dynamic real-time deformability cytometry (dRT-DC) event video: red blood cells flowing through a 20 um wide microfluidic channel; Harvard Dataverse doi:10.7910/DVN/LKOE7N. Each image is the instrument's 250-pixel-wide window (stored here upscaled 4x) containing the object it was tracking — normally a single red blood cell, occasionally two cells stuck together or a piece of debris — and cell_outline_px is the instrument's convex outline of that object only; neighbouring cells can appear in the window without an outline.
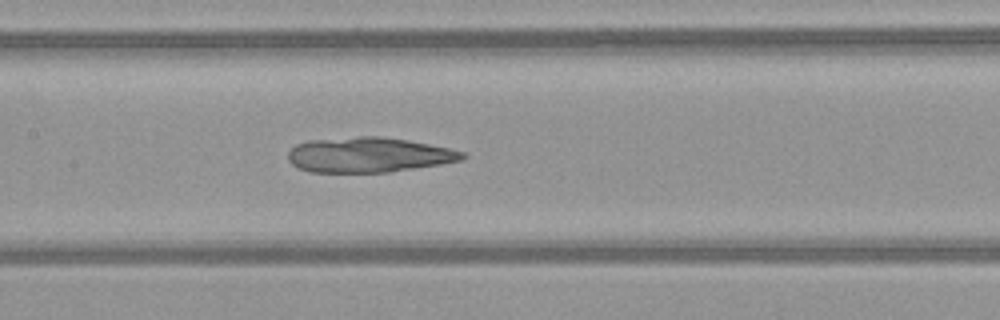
{"species": "common noctule bat (a hibernating species)", "species_latin": "Nyctalus noctula", "temperature_condition": "warm", "stored_images_in_passage": 47, "camera_frame_rate_fps": 3000, "um_per_image_px": 0.085, "animal": {"sex": "female", "body_mass_g": 21.9}, "frame": {"image": 1, "passage_image": 22, "time_ms": 7.0, "image_size_px": [1000, 320], "cell_outline_px": [[468, 156], [464, 160], [440, 164], [388, 172], [308, 172], [292, 164], [288, 160], [288, 152], [296, 144], [308, 140], [360, 136], [380, 136], [408, 140], [448, 148], [464, 152]], "centroid_in_image_um": [31.33, 13.16], "position_along_channel_um": 176.1, "area_um2": 35.6}}
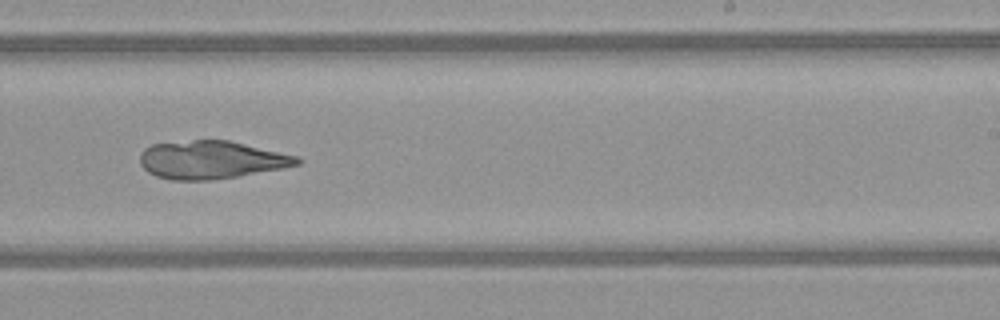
{"frame": {"image": 2, "passage_image": 29, "time_ms": 9.333, "image_size_px": [1000, 320], "cell_outline_px": [[304, 160], [300, 164], [284, 168], [236, 176], [208, 180], [172, 180], [156, 176], [148, 172], [140, 164], [140, 152], [144, 148], [152, 144], [192, 140], [228, 140], [300, 156]], "centroid_in_image_um": [17.98, 13.58], "position_along_channel_um": 271.0, "area_um2": 34.91}}
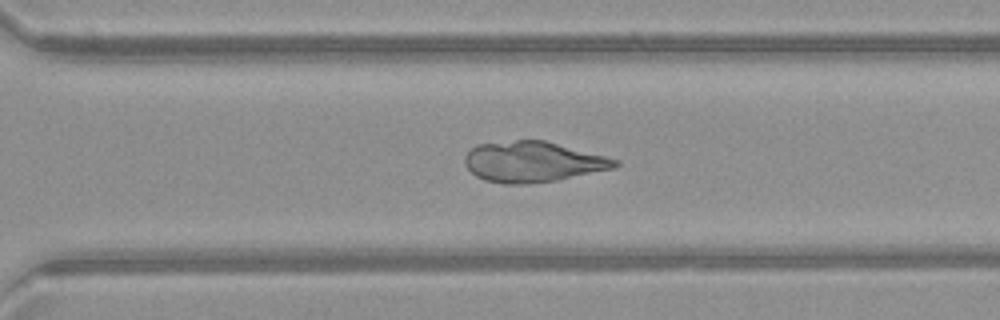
{"frame": {"image": 3, "passage_image": 33, "time_ms": 10.667, "image_size_px": [1000, 320], "cell_outline_px": [[620, 164], [616, 168], [556, 180], [528, 184], [504, 184], [484, 180], [476, 176], [464, 164], [464, 156], [476, 144], [516, 140], [544, 140], [620, 160]], "centroid_in_image_um": [45.28, 13.76], "position_along_channel_um": 325.3, "area_um2": 35.55}}